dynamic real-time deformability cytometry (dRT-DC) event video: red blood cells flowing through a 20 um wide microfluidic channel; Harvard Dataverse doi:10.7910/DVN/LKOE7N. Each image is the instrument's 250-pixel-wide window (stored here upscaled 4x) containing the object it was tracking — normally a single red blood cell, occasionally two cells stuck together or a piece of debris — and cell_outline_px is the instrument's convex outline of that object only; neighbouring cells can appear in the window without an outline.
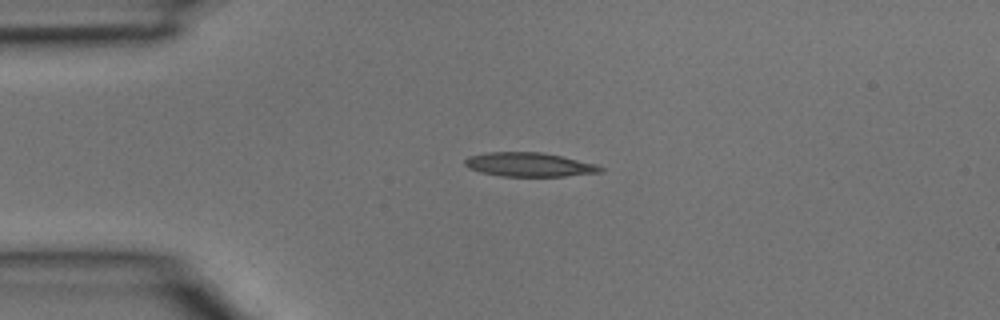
{"species": "common noctule bat (a hibernating species)", "species_latin": "Nyctalus noctula", "temperature_condition": "room temperature", "stored_images_in_passage": 1, "camera_frame_rate_fps": 3000, "um_per_image_px": 0.085, "animal": {"sex": "male", "body_mass_g": 15.6}, "frame": {"image": 1, "passage_image": 1, "time_ms": 0.0, "image_size_px": [1000, 320], "cell_outline_px": [[604, 172], [564, 176], [500, 176], [480, 172], [468, 168], [464, 164], [464, 160], [468, 156], [488, 152], [540, 152], [560, 156], [596, 164], [604, 168]], "centroid_in_image_um": [44.96, 13.99], "position_along_channel_um": 40.0, "area_um2": 18.96}}